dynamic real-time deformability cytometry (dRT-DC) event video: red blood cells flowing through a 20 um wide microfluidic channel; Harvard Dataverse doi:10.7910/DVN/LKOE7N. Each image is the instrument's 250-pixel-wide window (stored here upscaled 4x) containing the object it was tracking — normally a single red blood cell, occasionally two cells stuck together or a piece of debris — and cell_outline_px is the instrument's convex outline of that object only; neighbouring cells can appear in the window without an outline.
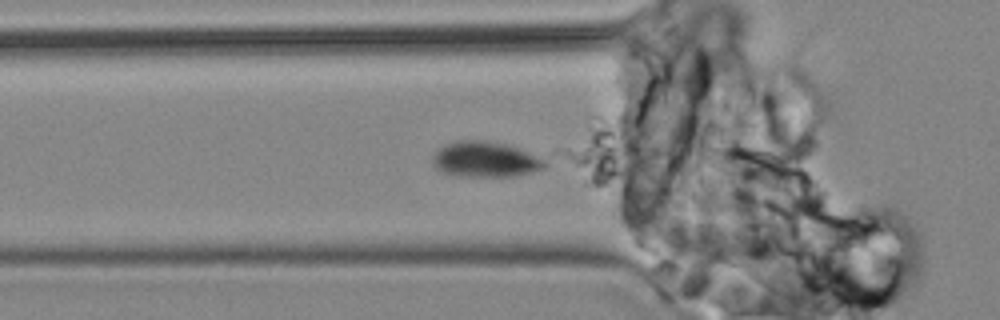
{"species": "common noctule bat (a hibernating species)", "species_latin": "Nyctalus noctula", "temperature_condition": "cold", "stored_images_in_passage": 20, "segment_of_instrument_passage": [1, 2], "camera_frame_rate_fps": 3000, "um_per_image_px": 0.085, "animal": {"sex": "male", "body_mass_g": 19.2, "forearm_length_mm": 51.8}, "frame": {"image": 1, "passage_image": 12, "time_ms": 14.333, "image_size_px": [1000, 320], "cell_outline_px": [[544, 168], [516, 176], [456, 176], [444, 172], [436, 168], [432, 160], [432, 156], [444, 144], [456, 140], [480, 140], [508, 144], [520, 148], [544, 160]], "centroid_in_image_um": [41.21, 13.54], "position_along_channel_um": 84.6, "area_um2": 23.06}}